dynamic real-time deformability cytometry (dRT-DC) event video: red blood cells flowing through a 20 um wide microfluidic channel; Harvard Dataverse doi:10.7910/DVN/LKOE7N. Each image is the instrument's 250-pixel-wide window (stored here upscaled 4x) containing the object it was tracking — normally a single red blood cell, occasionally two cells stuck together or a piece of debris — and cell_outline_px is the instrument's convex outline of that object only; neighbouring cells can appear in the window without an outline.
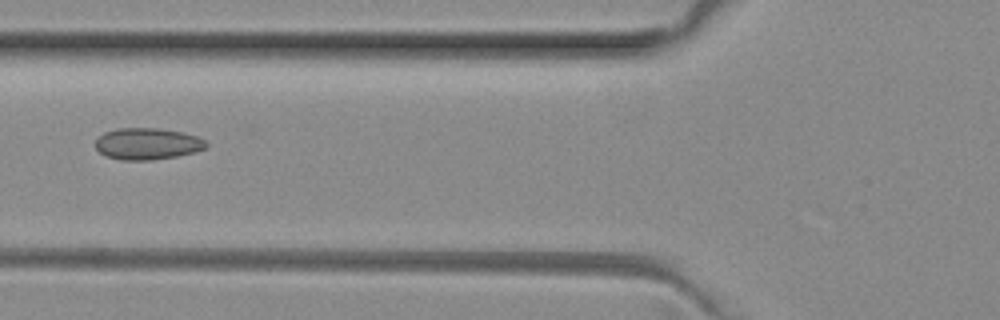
{"species": "common noctule bat (a hibernating species)", "species_latin": "Nyctalus noctula", "temperature_condition": "room temperature", "stored_images_in_passage": 2, "camera_frame_rate_fps": 3000, "um_per_image_px": 0.085, "animal": {"sex": "female", "body_mass_g": 29.2, "forearm_length_mm": 56.3}, "frame": {"image": 1, "passage_image": 2, "time_ms": 0.333, "image_size_px": [1000, 320], "cell_outline_px": [[208, 144], [204, 148], [192, 152], [176, 156], [152, 160], [120, 160], [104, 156], [96, 148], [96, 140], [104, 132], [116, 128], [160, 128], [184, 132], [196, 136], [204, 140]], "centroid_in_image_um": [12.49, 12.21], "position_along_channel_um": 113.3, "area_um2": 20.4}}